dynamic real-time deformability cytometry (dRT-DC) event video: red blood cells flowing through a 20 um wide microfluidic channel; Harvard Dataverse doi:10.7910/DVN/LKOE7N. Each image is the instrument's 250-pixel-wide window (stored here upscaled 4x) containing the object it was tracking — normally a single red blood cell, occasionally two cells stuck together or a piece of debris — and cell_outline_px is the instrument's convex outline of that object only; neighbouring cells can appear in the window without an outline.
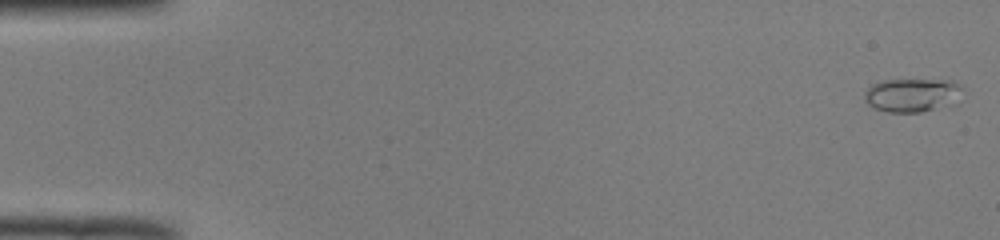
{"species": "common noctule bat (a hibernating species)", "species_latin": "Nyctalus noctula", "temperature_condition": "room temperature", "stored_images_in_passage": 8, "camera_frame_rate_fps": 3000, "um_per_image_px": 0.085, "animal": {"sex": "male", "body_mass_g": 19.0, "forearm_length_mm": 50.8}, "frame": {"image": 1, "passage_image": 1, "time_ms": 0.0, "image_size_px": [1000, 240], "cell_outline_px": [[964, 100], [956, 104], [920, 112], [888, 112], [876, 108], [868, 104], [864, 100], [864, 92], [872, 84], [884, 80], [952, 80], [960, 84], [964, 88]], "centroid_in_image_um": [77.65, 8.08], "position_along_channel_um": 7.3, "area_um2": 19.77}}